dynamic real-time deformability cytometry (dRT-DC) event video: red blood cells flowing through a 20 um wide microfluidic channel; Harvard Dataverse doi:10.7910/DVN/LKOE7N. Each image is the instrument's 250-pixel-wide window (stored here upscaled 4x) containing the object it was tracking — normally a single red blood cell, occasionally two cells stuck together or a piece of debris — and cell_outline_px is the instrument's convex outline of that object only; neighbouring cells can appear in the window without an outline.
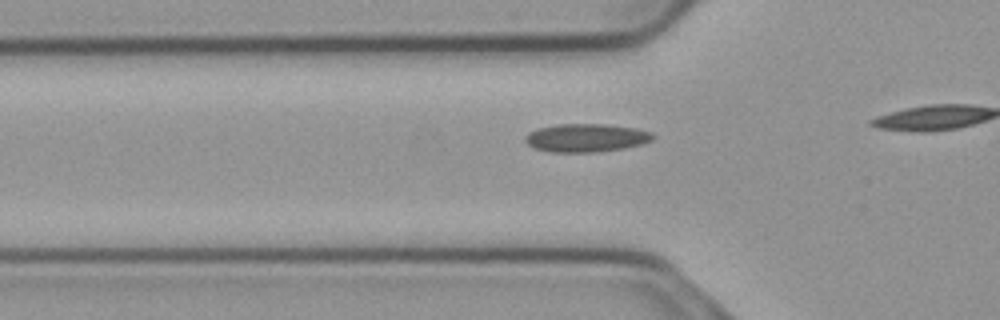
{"species": "common noctule bat (a hibernating species)", "species_latin": "Nyctalus noctula", "temperature_condition": "cold", "stored_images_in_passage": 7, "camera_frame_rate_fps": 3000, "um_per_image_px": 0.085, "animal": {"sex": "male", "body_mass_g": 23.1, "forearm_length_mm": 52.7}, "frame": {"image": 1, "passage_image": 2, "time_ms": 0.333, "image_size_px": [1000, 320], "cell_outline_px": [[656, 136], [652, 140], [640, 144], [624, 148], [596, 152], [552, 152], [536, 148], [528, 144], [524, 140], [524, 136], [528, 132], [536, 128], [556, 124], [604, 124], [636, 128], [652, 132]], "centroid_in_image_um": [49.81, 11.7], "position_along_channel_um": 76.0, "area_um2": 21.1}}
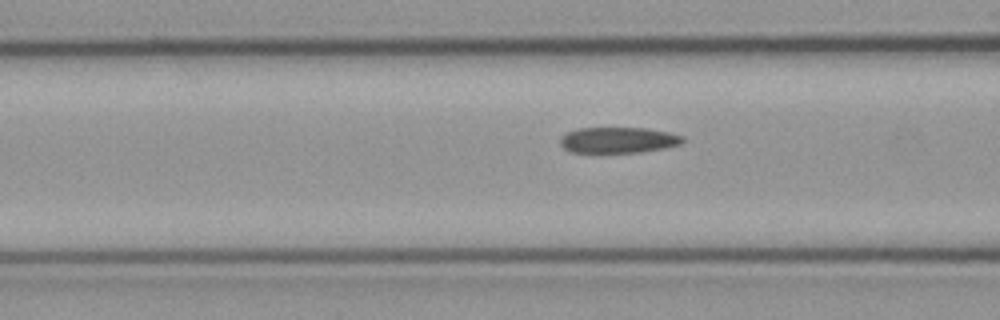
{"frame": {"image": 2, "passage_image": 5, "time_ms": 1.333, "image_size_px": [1000, 320], "cell_outline_px": [[684, 140], [680, 144], [664, 148], [640, 152], [572, 152], [564, 148], [560, 144], [560, 136], [564, 132], [576, 128], [644, 128], [668, 132], [684, 136]], "centroid_in_image_um": [52.51, 11.89], "position_along_channel_um": 114.1, "area_um2": 18.5}}